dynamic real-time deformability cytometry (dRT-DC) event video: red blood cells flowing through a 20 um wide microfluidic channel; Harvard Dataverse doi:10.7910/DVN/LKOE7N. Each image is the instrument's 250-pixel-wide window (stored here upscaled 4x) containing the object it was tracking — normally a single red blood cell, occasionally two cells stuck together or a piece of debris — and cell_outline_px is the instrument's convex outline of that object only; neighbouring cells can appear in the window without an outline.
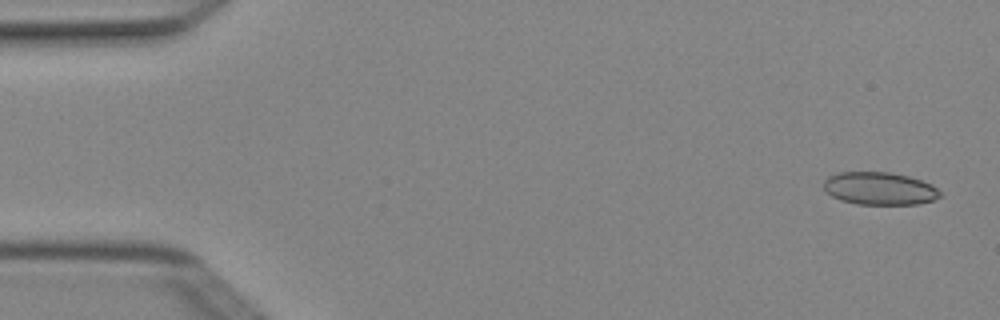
{"species": "Egyptian fruit bat (a non-hibernating species)", "species_latin": "Rousettus aegyptiacus", "temperature_condition": "cold", "stored_images_in_passage": 4, "camera_frame_rate_fps": 3000, "um_per_image_px": 0.085, "animal": {"sex": "female"}, "frame": {"image": 1, "passage_image": 1, "time_ms": 0.0, "image_size_px": [1000, 320], "cell_outline_px": [[940, 196], [932, 200], [916, 204], [856, 204], [840, 200], [832, 196], [824, 188], [824, 180], [828, 176], [836, 172], [892, 172], [908, 176], [932, 184], [940, 192]], "centroid_in_image_um": [74.73, 16.01], "position_along_channel_um": 10.3, "area_um2": 22.14}}
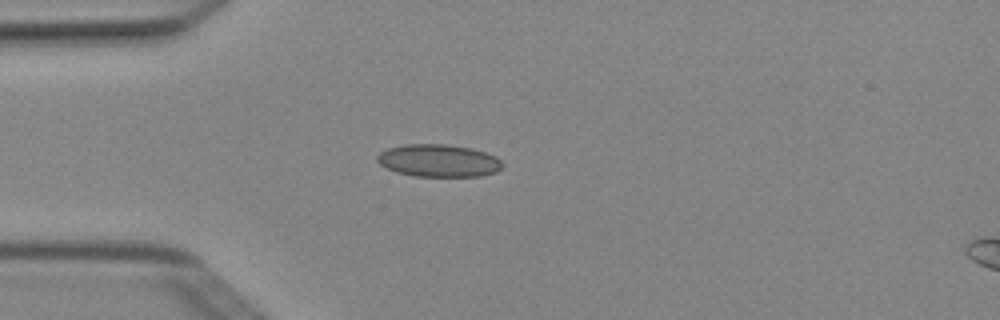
{"frame": {"image": 2, "passage_image": 4, "time_ms": 1.0, "image_size_px": [1000, 320], "cell_outline_px": [[504, 164], [496, 172], [480, 176], [412, 176], [396, 172], [380, 164], [376, 160], [376, 156], [380, 152], [388, 148], [404, 144], [444, 144], [472, 148], [496, 156]], "centroid_in_image_um": [37.27, 13.65], "position_along_channel_um": 47.7, "area_um2": 23.76}}